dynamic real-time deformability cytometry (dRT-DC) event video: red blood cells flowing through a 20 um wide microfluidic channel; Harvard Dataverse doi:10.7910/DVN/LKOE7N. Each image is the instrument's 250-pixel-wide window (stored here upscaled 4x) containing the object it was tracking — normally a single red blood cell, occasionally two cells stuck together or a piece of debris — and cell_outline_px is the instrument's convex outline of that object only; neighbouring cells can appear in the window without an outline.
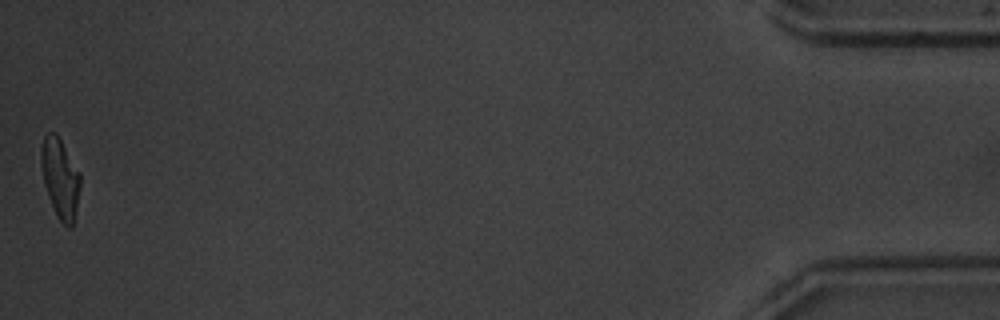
{"species": "common noctule bat (a hibernating species)", "species_latin": "Nyctalus noctula", "temperature_condition": "warm", "stored_images_in_passage": 39, "camera_frame_rate_fps": 3000, "um_per_image_px": 0.085, "animal": {"sex": "male", "body_mass_g": 20.1, "forearm_length_mm": 53.5}, "frame": {"image": 1, "passage_image": 39, "time_ms": 12.667, "image_size_px": [1000, 320], "cell_outline_px": [[80, 184], [76, 208], [72, 228], [68, 228], [56, 216], [44, 184], [40, 164], [40, 148], [44, 136], [48, 132], [56, 132], [80, 172]], "centroid_in_image_um": [5.09, 15.11], "position_along_channel_um": 430.1, "area_um2": 18.21}, "authors_computed_cell_mechanics": {"area_um2": 18.9006, "velocity_mm_per_s": 3.7768, "shape_relaxation_time_tau1_ms": 3.7341, "shape_relaxation_time_tau2_ms": 1.373, "deformation_change_tau1": 0.1806, "deformation_change_tau2": 0.08}}